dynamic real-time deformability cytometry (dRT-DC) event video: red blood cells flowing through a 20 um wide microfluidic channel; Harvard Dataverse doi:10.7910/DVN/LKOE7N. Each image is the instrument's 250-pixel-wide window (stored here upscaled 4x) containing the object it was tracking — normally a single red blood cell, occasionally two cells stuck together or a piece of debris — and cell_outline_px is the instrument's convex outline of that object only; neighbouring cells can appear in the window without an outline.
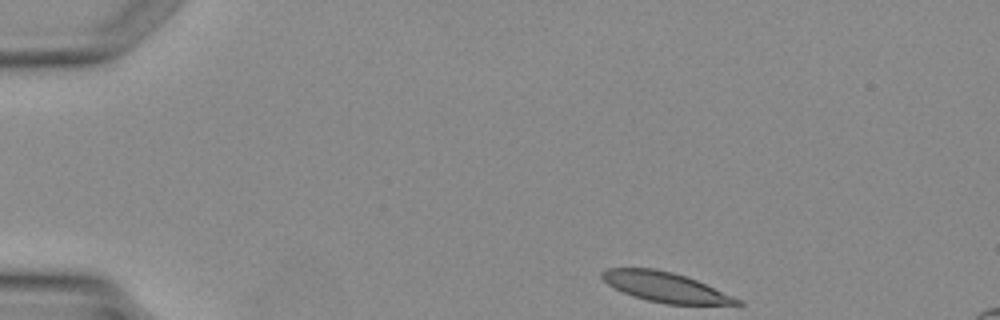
{"species": "Egyptian fruit bat (a non-hibernating species)", "species_latin": "Rousettus aegyptiacus", "temperature_condition": "warm", "stored_images_in_passage": 3, "camera_frame_rate_fps": 3000, "um_per_image_px": 0.085, "animal": {"sex": "female"}, "frame": {"image": 1, "passage_image": 1, "time_ms": 0.0, "image_size_px": [1000, 320], "cell_outline_px": [[744, 304], [668, 304], [648, 300], [624, 292], [608, 284], [600, 276], [600, 272], [608, 268], [656, 268], [672, 272], [696, 280], [744, 300]], "centroid_in_image_um": [56.58, 24.39], "position_along_channel_um": 28.4, "area_um2": 23.18}}